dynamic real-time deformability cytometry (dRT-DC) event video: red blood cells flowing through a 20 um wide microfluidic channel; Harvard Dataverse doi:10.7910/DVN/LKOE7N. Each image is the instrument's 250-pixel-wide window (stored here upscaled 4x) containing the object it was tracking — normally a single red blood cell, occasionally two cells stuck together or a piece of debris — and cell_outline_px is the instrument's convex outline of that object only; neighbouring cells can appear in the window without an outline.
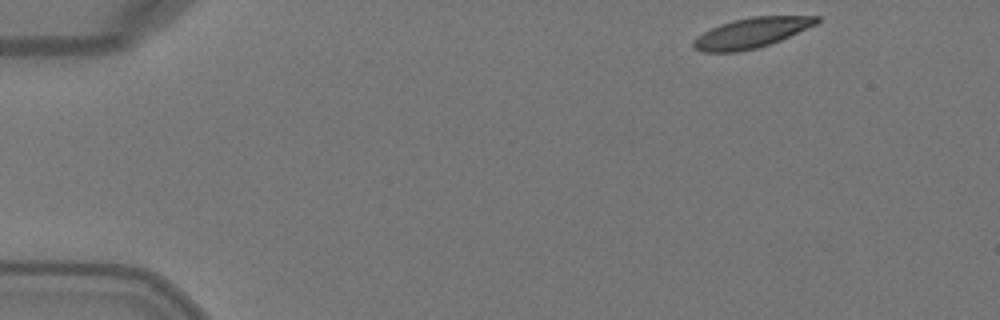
{"species": "Egyptian fruit bat (a non-hibernating species)", "species_latin": "Rousettus aegyptiacus", "temperature_condition": "warm", "stored_images_in_passage": 11, "camera_frame_rate_fps": 3000, "um_per_image_px": 0.085, "animal": {"sex": "female"}, "frame": {"image": 1, "passage_image": 1, "time_ms": 0.0, "image_size_px": [1000, 320], "cell_outline_px": [[820, 20], [816, 24], [780, 40], [756, 48], [736, 52], [704, 52], [692, 48], [692, 40], [696, 36], [720, 24], [732, 20], [752, 16], [820, 16]], "centroid_in_image_um": [63.82, 2.79], "position_along_channel_um": 21.2, "area_um2": 21.5}}
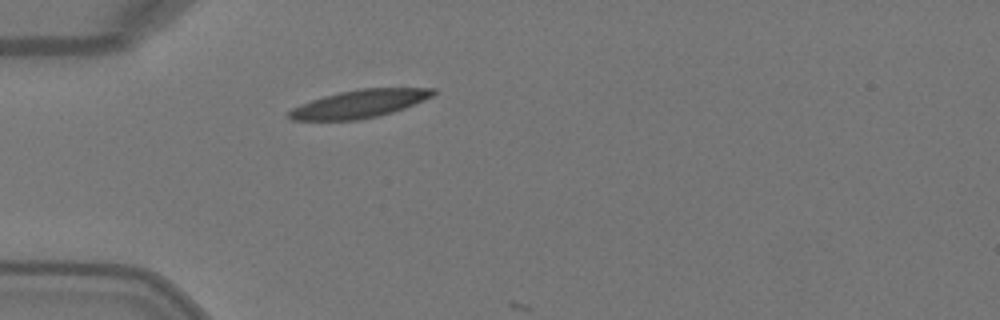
{"frame": {"image": 2, "passage_image": 10, "time_ms": 3.0, "image_size_px": [1000, 320], "cell_outline_px": [[436, 92], [432, 96], [424, 100], [404, 108], [392, 112], [376, 116], [356, 120], [292, 120], [284, 116], [292, 108], [300, 104], [324, 96], [340, 92], [360, 88], [436, 88]], "centroid_in_image_um": [30.53, 8.82], "position_along_channel_um": 54.5, "area_um2": 23.35}}